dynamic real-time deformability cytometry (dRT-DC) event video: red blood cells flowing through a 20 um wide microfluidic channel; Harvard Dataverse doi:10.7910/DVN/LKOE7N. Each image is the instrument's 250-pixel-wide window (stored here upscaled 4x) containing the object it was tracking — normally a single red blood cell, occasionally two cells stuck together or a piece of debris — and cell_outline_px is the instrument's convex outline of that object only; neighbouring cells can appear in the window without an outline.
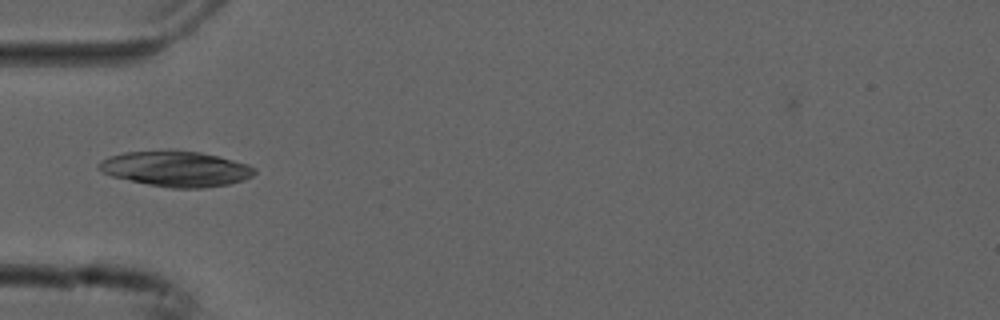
{"species": "common noctule bat (a hibernating species)", "species_latin": "Nyctalus noctula", "temperature_condition": "cold", "stored_images_in_passage": 5, "camera_frame_rate_fps": 3000, "um_per_image_px": 0.085, "animal": {"sex": "male", "forearm_length_mm": 52.5}, "frame": {"image": 1, "passage_image": 1, "time_ms": 0.0, "image_size_px": [1000, 320], "cell_outline_px": [[256, 172], [252, 176], [244, 180], [228, 184], [204, 188], [172, 188], [148, 184], [112, 176], [100, 172], [96, 168], [96, 164], [100, 160], [108, 156], [124, 152], [200, 152], [248, 164], [256, 168]], "centroid_in_image_um": [14.93, 14.37], "position_along_channel_um": 70.1, "area_um2": 31.67}}